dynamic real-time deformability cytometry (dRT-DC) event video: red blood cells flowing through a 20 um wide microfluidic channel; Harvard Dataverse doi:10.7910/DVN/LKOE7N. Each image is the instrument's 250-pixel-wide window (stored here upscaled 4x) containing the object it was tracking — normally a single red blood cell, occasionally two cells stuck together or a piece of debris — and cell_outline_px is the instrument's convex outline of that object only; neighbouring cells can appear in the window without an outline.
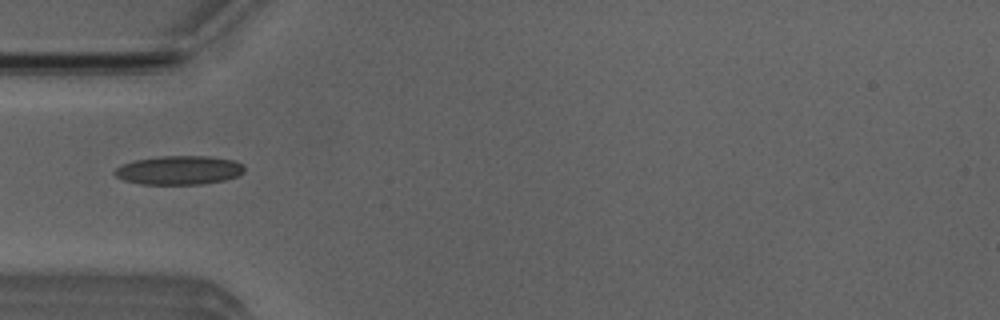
{"species": "Egyptian fruit bat (a non-hibernating species)", "species_latin": "Rousettus aegyptiacus", "temperature_condition": "room temperature", "stored_images_in_passage": 37, "camera_frame_rate_fps": 3000, "um_per_image_px": 0.085, "animal": {"sex": "male"}, "frame": {"image": 1, "passage_image": 5, "time_ms": 1.333, "image_size_px": [1000, 320], "cell_outline_px": [[244, 172], [236, 176], [224, 180], [200, 184], [140, 184], [124, 180], [116, 176], [112, 172], [120, 164], [132, 160], [160, 156], [208, 156], [232, 160], [240, 164], [244, 168]], "centroid_in_image_um": [15.15, 14.46], "position_along_channel_um": 69.9, "area_um2": 21.79}}
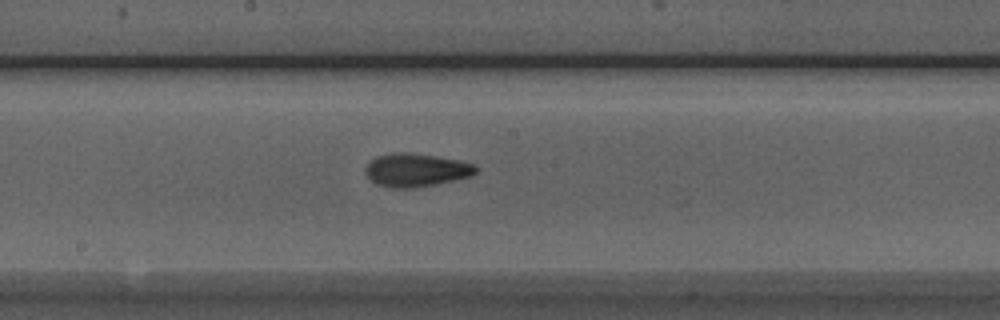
{"frame": {"image": 2, "passage_image": 16, "time_ms": 5.0, "image_size_px": [1000, 320], "cell_outline_px": [[480, 168], [472, 176], [436, 184], [412, 188], [396, 188], [376, 184], [364, 172], [364, 168], [376, 156], [392, 152], [408, 152], [436, 156], [460, 160], [472, 164]], "centroid_in_image_um": [35.38, 14.44], "position_along_channel_um": 212.8, "area_um2": 21.44}}
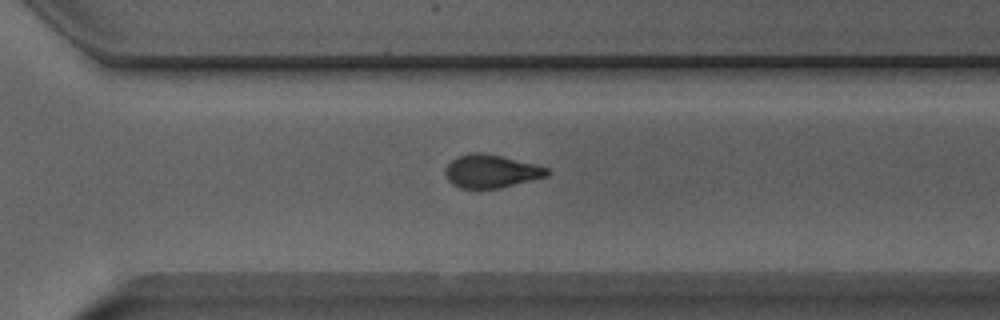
{"frame": {"image": 3, "passage_image": 25, "time_ms": 8.0, "image_size_px": [1000, 320], "cell_outline_px": [[552, 172], [548, 176], [500, 188], [460, 188], [452, 184], [448, 180], [444, 172], [448, 164], [456, 156], [472, 152], [480, 152], [500, 156], [536, 164], [548, 168]], "centroid_in_image_um": [41.75, 14.55], "position_along_channel_um": 328.8, "area_um2": 19.71}, "authors_computed_cell_mechanics": {"area_um2": 19.9988, "velocity_mm_per_s": 3.8818, "shape_relaxation_time_tau1_ms": 4.6307, "shape_relaxation_time_tau2_ms": 2.86, "deformation_change_tau1": 0.1751, "deformation_change_tau2": 0.0912}}